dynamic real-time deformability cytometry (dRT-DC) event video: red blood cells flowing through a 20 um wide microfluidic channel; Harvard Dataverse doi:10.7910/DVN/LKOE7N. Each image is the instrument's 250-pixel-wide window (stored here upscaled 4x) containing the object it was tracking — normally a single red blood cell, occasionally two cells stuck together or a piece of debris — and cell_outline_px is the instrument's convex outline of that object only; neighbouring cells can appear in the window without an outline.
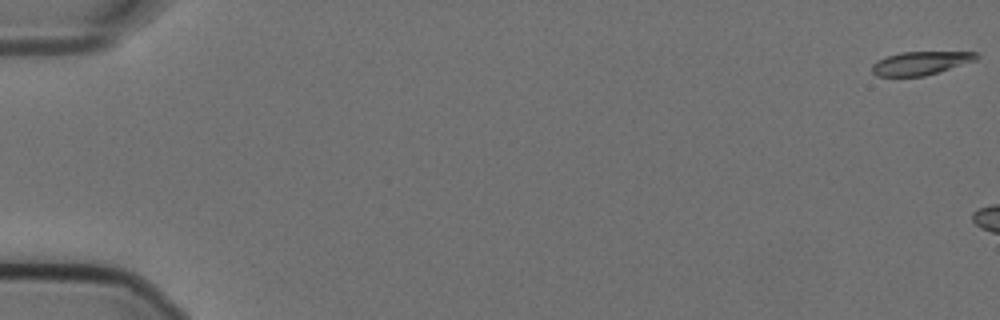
{"species": "Egyptian fruit bat (a non-hibernating species)", "species_latin": "Rousettus aegyptiacus", "temperature_condition": "cold", "stored_images_in_passage": 7, "camera_frame_rate_fps": 3000, "um_per_image_px": 0.085, "animal": {"sex": "female"}, "frame": {"image": 1, "passage_image": 1, "time_ms": 0.0, "image_size_px": [1000, 320], "cell_outline_px": [[980, 56], [976, 60], [924, 76], [876, 76], [872, 72], [872, 64], [876, 60], [900, 52], [976, 52]], "centroid_in_image_um": [78.22, 5.36], "position_along_channel_um": 6.8, "area_um2": 14.1}}